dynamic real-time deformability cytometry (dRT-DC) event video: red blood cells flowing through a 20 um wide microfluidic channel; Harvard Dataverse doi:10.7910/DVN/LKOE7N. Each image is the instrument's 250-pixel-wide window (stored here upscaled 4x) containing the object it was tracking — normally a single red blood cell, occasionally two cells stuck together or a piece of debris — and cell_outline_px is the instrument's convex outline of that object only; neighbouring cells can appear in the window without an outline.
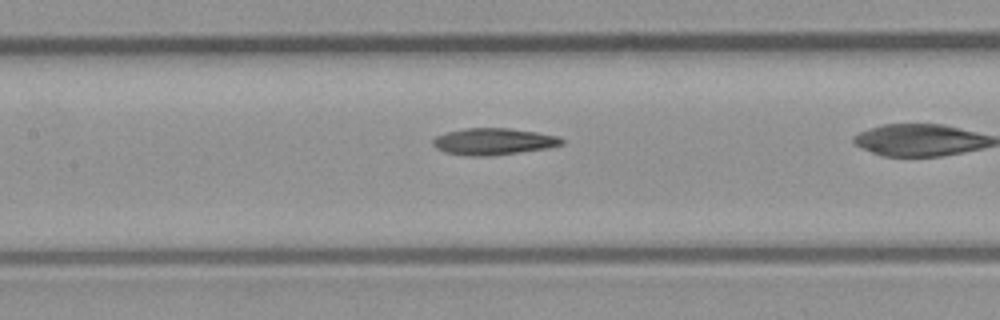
{"species": "common noctule bat (a hibernating species)", "species_latin": "Nyctalus noctula", "temperature_condition": "room temperature", "stored_images_in_passage": 9, "camera_frame_rate_fps": 3000, "um_per_image_px": 0.085, "animal": {"sex": "male", "body_mass_g": 23.1, "forearm_length_mm": 52.7}, "frame": {"image": 1, "passage_image": 7, "time_ms": 2.0, "image_size_px": [1000, 320], "cell_outline_px": [[564, 144], [548, 148], [484, 156], [472, 156], [444, 152], [436, 148], [432, 144], [432, 140], [436, 136], [448, 132], [464, 128], [508, 128], [536, 132], [556, 136], [564, 140]], "centroid_in_image_um": [41.92, 12.02], "position_along_channel_um": 165.5, "area_um2": 19.77}}